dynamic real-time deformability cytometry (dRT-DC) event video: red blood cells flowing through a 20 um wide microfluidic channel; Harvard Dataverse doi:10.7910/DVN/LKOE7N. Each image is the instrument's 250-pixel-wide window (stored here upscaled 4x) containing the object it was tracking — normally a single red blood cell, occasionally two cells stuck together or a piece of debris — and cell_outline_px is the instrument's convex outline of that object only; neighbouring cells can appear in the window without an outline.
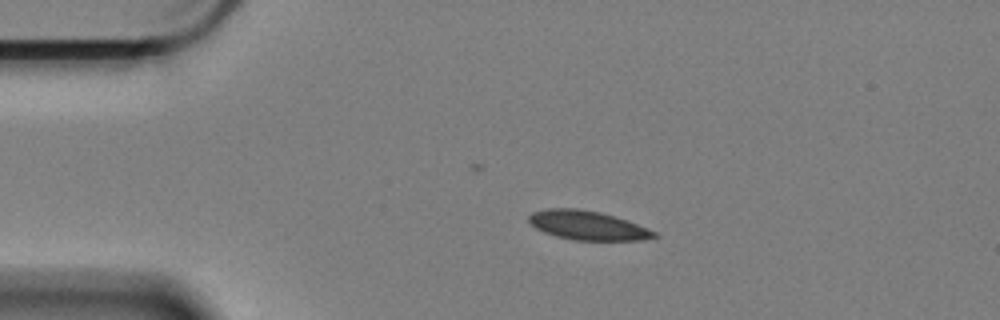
{"species": "Egyptian fruit bat (a non-hibernating species)", "species_latin": "Rousettus aegyptiacus", "temperature_condition": "cold", "stored_images_in_passage": 48, "camera_frame_rate_fps": 3000, "um_per_image_px": 0.085, "animal": {"sex": "female"}, "frame": {"image": 1, "passage_image": 1, "time_ms": 0.0, "image_size_px": [1000, 320], "cell_outline_px": [[660, 236], [640, 240], [572, 240], [556, 236], [544, 232], [536, 228], [528, 220], [528, 216], [532, 212], [548, 208], [576, 208], [600, 212], [628, 220], [656, 232]], "centroid_in_image_um": [49.94, 19.15], "position_along_channel_um": 35.1, "area_um2": 21.21}}
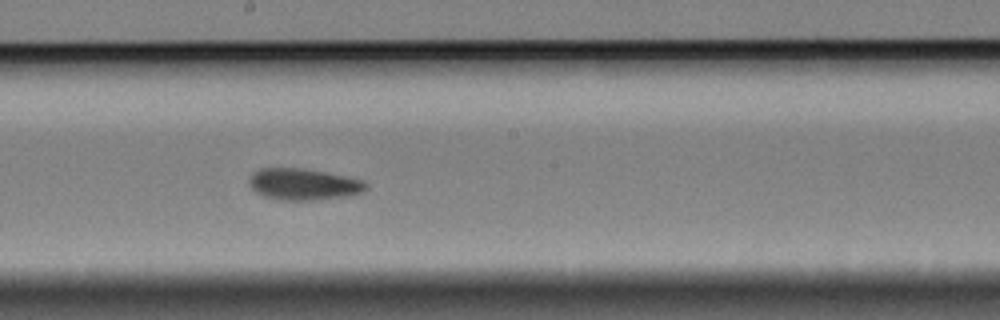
{"frame": {"image": 2, "passage_image": 21, "time_ms": 6.667, "image_size_px": [1000, 320], "cell_outline_px": [[368, 188], [364, 192], [352, 196], [312, 200], [276, 200], [264, 196], [256, 192], [248, 184], [248, 180], [252, 172], [260, 168], [304, 168], [364, 180], [368, 184]], "centroid_in_image_um": [25.81, 15.67], "position_along_channel_um": 222.4, "area_um2": 21.79}}
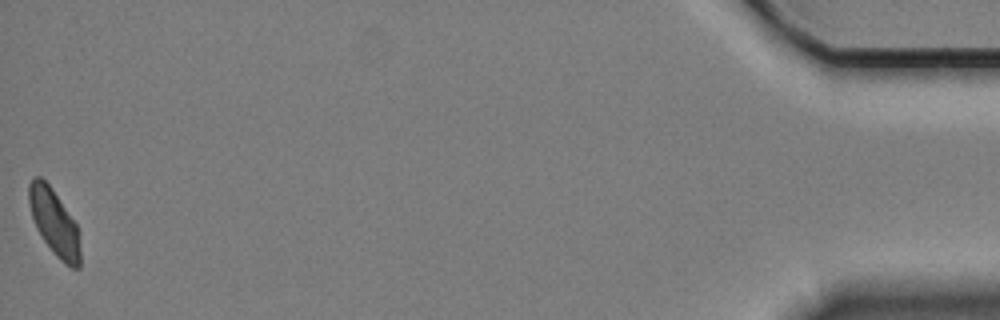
{"frame": {"image": 3, "passage_image": 48, "time_ms": 15.667, "image_size_px": [1000, 320], "cell_outline_px": [[80, 268], [72, 268], [64, 264], [52, 252], [36, 228], [28, 204], [28, 184], [36, 176], [40, 176], [52, 188], [76, 224], [80, 248]], "centroid_in_image_um": [4.6, 18.92], "position_along_channel_um": 430.6, "area_um2": 19.65}, "authors_computed_cell_mechanics": {"area_um2": 21.1259, "velocity_mm_per_s": 3.3585, "shape_relaxation_time_tau1_ms": 9.7938, "shape_relaxation_time_tau2_ms": 7.6459, "deformation_change_tau1": 0.1642, "deformation_change_tau2": 0.0943}}